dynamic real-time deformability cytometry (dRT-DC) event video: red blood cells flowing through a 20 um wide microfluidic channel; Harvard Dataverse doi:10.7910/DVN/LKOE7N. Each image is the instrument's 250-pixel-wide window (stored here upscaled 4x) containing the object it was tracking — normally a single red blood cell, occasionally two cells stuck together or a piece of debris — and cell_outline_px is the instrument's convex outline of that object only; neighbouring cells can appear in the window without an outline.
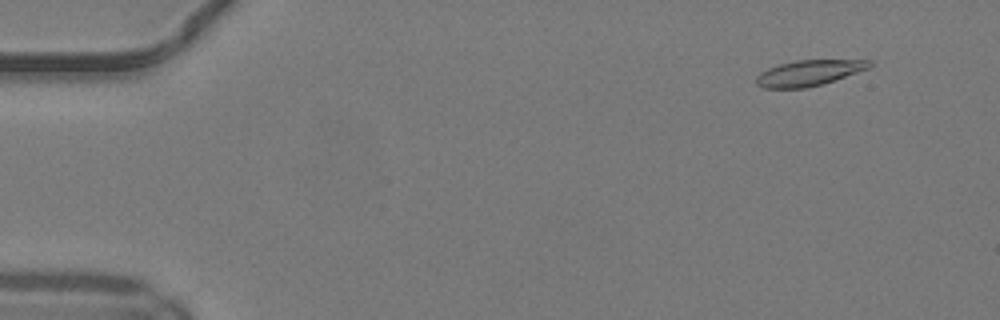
{"species": "common noctule bat (a hibernating species)", "species_latin": "Nyctalus noctula", "temperature_condition": "warm", "stored_images_in_passage": 51, "camera_frame_rate_fps": 3000, "um_per_image_px": 0.085, "animal": {"sex": "male", "body_mass_g": 19.2, "forearm_length_mm": 51.8}, "frame": {"image": 1, "passage_image": 5, "time_ms": 1.333, "image_size_px": [1000, 320], "cell_outline_px": [[872, 64], [868, 68], [820, 84], [804, 88], [764, 88], [756, 84], [756, 76], [760, 72], [768, 68], [780, 64], [796, 60], [872, 60]], "centroid_in_image_um": [68.69, 6.19], "position_along_channel_um": 16.3, "area_um2": 16.59}}
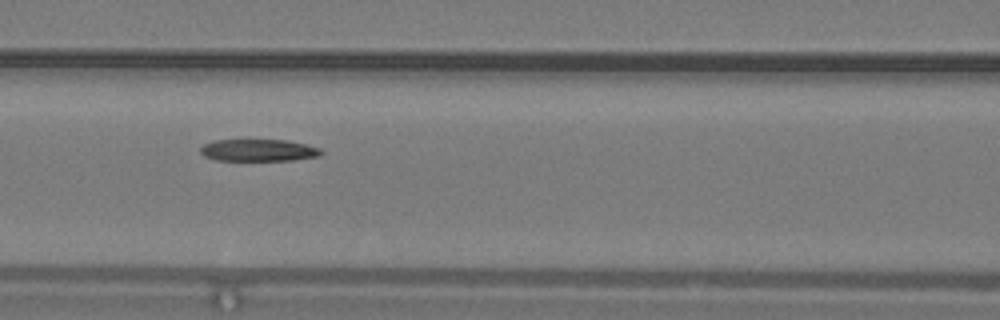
{"frame": {"image": 2, "passage_image": 23, "time_ms": 7.333, "image_size_px": [1000, 320], "cell_outline_px": [[324, 152], [320, 156], [292, 160], [216, 160], [204, 156], [200, 152], [200, 148], [204, 144], [212, 140], [288, 140], [320, 148]], "centroid_in_image_um": [21.97, 12.77], "position_along_channel_um": 144.6, "area_um2": 15.49}}
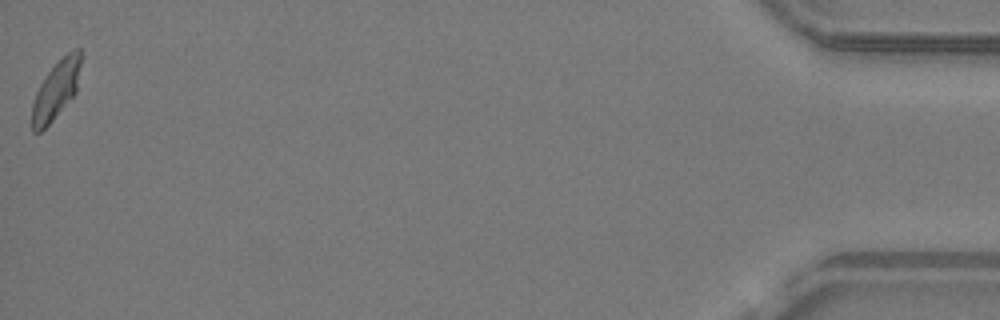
{"frame": {"image": 3, "passage_image": 51, "time_ms": 16.667, "image_size_px": [1000, 320], "cell_outline_px": [[80, 64], [76, 92], [52, 120], [40, 132], [32, 132], [32, 104], [36, 92], [44, 76], [68, 52], [76, 48], [80, 48]], "centroid_in_image_um": [4.74, 7.66], "position_along_channel_um": 430.5, "area_um2": 16.13}, "authors_computed_cell_mechanics": {"area_um2": 17.1088, "velocity_mm_per_s": 4.1205, "shape_relaxation_time_tau1_ms": 8.7083, "shape_relaxation_time_tau2_ms": 2.8267, "deformation_change_tau1": 0.228, "deformation_change_tau2": 0.081}}